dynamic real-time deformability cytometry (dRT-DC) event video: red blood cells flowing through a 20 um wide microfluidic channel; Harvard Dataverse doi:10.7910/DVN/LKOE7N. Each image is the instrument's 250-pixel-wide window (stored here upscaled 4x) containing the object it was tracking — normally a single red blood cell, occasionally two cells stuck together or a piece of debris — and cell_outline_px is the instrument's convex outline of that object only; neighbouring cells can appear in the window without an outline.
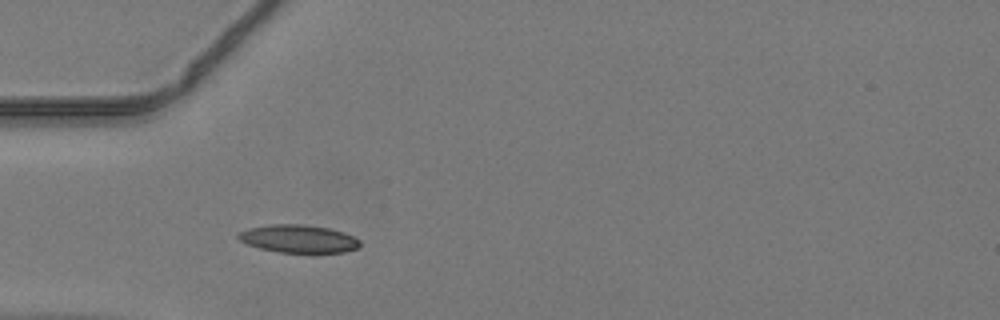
{"species": "common noctule bat (a hibernating species)", "species_latin": "Nyctalus noctula", "temperature_condition": "warm", "stored_images_in_passage": 39, "camera_frame_rate_fps": 3000, "um_per_image_px": 0.085, "animal": {"sex": "male", "body_mass_g": 19.2, "forearm_length_mm": 51.8}, "frame": {"image": 1, "passage_image": 6, "time_ms": 1.667, "image_size_px": [1000, 320], "cell_outline_px": [[360, 244], [356, 248], [344, 252], [276, 252], [260, 248], [248, 244], [240, 240], [236, 236], [240, 232], [248, 228], [272, 224], [304, 224], [328, 228], [344, 232], [360, 240]], "centroid_in_image_um": [25.36, 20.29], "position_along_channel_um": 59.6, "area_um2": 19.59}}
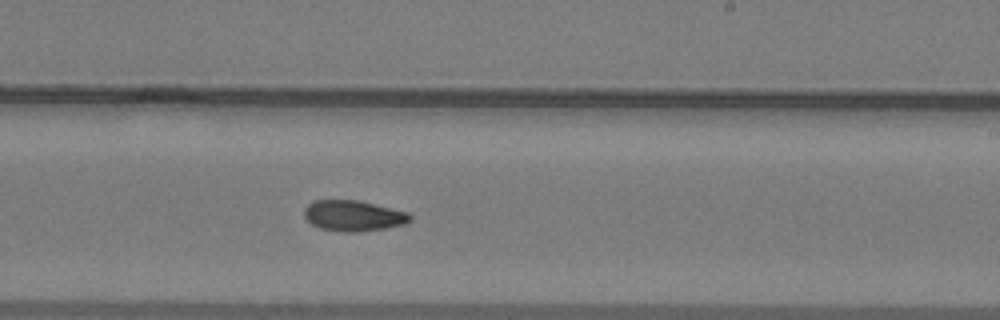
{"frame": {"image": 2, "passage_image": 20, "time_ms": 6.333, "image_size_px": [1000, 320], "cell_outline_px": [[412, 220], [404, 224], [384, 228], [360, 232], [344, 232], [320, 228], [312, 224], [304, 216], [304, 208], [312, 200], [360, 200], [408, 212], [412, 216]], "centroid_in_image_um": [30.04, 18.33], "position_along_channel_um": 259.0, "area_um2": 19.07}}
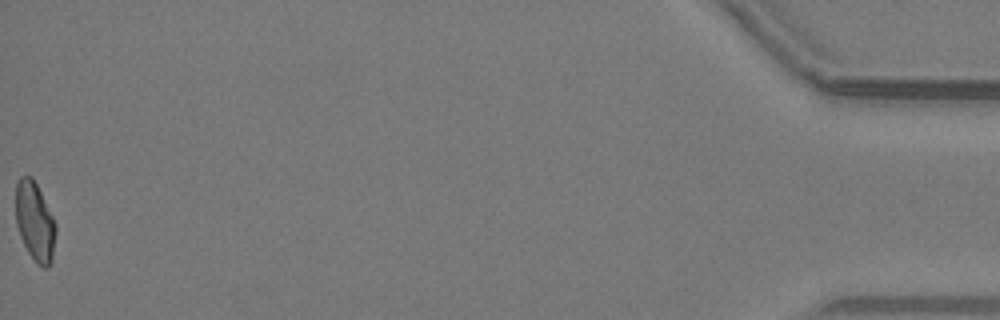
{"frame": {"image": 3, "passage_image": 39, "time_ms": 12.667, "image_size_px": [1000, 320], "cell_outline_px": [[56, 232], [52, 260], [48, 268], [44, 268], [36, 264], [28, 252], [20, 236], [16, 224], [16, 184], [20, 176], [32, 176], [56, 224]], "centroid_in_image_um": [2.96, 18.87], "position_along_channel_um": 432.2, "area_um2": 18.38}}